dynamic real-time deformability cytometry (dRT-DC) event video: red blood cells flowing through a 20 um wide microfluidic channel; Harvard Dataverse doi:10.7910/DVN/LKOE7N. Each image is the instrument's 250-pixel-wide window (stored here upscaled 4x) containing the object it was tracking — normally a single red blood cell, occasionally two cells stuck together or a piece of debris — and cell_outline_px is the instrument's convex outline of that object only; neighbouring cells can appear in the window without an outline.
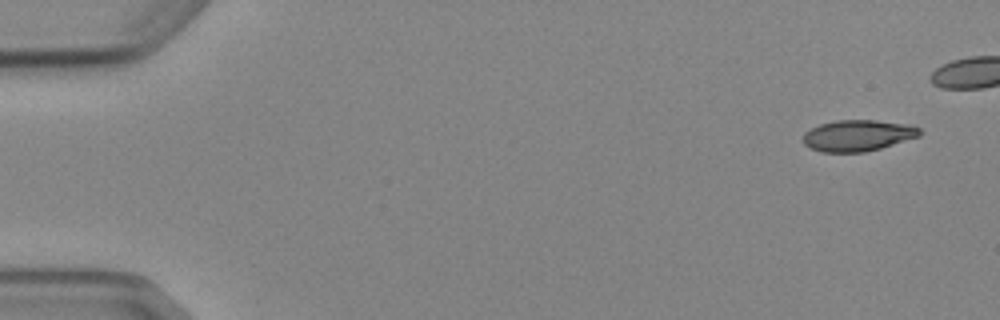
{"species": "Egyptian fruit bat (a non-hibernating species)", "species_latin": "Rousettus aegyptiacus", "temperature_condition": "cold", "stored_images_in_passage": 4, "camera_frame_rate_fps": 3000, "um_per_image_px": 0.085, "animal": {"sex": "female"}, "frame": {"image": 1, "passage_image": 1, "time_ms": 0.0, "image_size_px": [1000, 320], "cell_outline_px": [[920, 136], [880, 148], [864, 152], [820, 152], [804, 144], [804, 132], [820, 124], [836, 120], [876, 120], [912, 124], [920, 128]], "centroid_in_image_um": [72.94, 11.51], "position_along_channel_um": 12.1, "area_um2": 21.21}}